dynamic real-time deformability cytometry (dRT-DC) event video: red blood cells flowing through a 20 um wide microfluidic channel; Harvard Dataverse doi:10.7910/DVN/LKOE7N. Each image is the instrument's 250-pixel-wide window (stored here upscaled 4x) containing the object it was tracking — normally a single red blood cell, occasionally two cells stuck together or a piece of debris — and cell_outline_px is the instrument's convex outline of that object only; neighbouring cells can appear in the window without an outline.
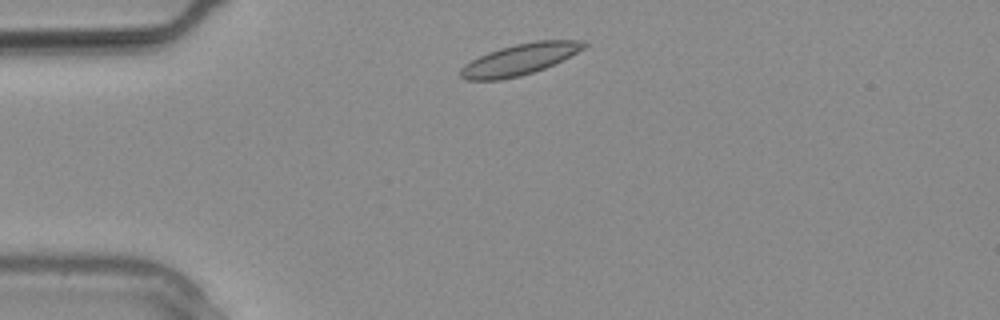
{"species": "common noctule bat (a hibernating species)", "species_latin": "Nyctalus noctula", "temperature_condition": "warm", "stored_images_in_passage": 9, "camera_frame_rate_fps": 3000, "um_per_image_px": 0.085, "animal": {"sex": "male", "body_mass_g": 20.4}, "frame": {"image": 1, "passage_image": 2, "time_ms": 0.333, "image_size_px": [1000, 320], "cell_outline_px": [[588, 44], [584, 48], [544, 68], [520, 76], [500, 80], [464, 80], [460, 76], [460, 68], [464, 64], [488, 52], [500, 48], [516, 44], [536, 40], [588, 40]], "centroid_in_image_um": [44.15, 5.04], "position_along_channel_um": 40.9, "area_um2": 22.2}}